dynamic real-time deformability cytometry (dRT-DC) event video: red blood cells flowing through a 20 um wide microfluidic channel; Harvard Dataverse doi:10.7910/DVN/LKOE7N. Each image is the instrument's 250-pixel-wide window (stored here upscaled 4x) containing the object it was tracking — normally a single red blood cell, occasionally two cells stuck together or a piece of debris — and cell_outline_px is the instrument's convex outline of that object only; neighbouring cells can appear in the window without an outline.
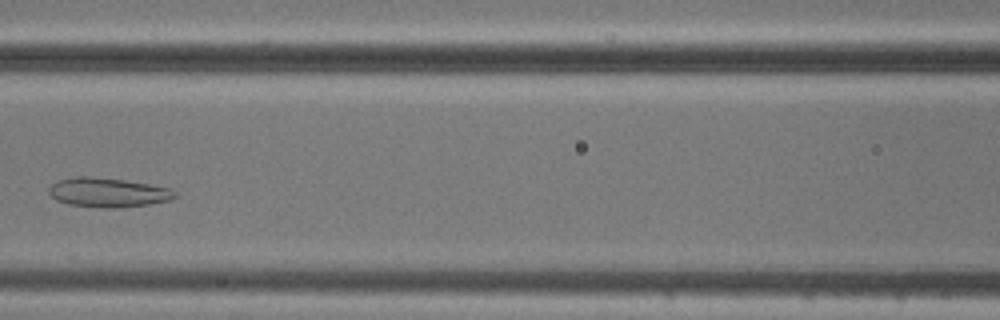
{"species": "common noctule bat (a hibernating species)", "species_latin": "Nyctalus noctula", "temperature_condition": "cold", "stored_images_in_passage": 5, "camera_frame_rate_fps": 3000, "um_per_image_px": 0.085, "animal": {"sex": "male", "body_mass_g": 20.5, "forearm_length_mm": 52.5}, "frame": {"image": 1, "passage_image": 4, "time_ms": 4.667, "image_size_px": [1000, 320], "cell_outline_px": [[176, 196], [172, 200], [148, 204], [120, 208], [104, 208], [68, 204], [56, 200], [48, 192], [48, 188], [56, 180], [76, 176], [92, 176], [124, 180], [148, 184], [168, 188], [176, 192]], "centroid_in_image_um": [9.14, 16.36], "position_along_channel_um": 157.5, "area_um2": 21.62}}